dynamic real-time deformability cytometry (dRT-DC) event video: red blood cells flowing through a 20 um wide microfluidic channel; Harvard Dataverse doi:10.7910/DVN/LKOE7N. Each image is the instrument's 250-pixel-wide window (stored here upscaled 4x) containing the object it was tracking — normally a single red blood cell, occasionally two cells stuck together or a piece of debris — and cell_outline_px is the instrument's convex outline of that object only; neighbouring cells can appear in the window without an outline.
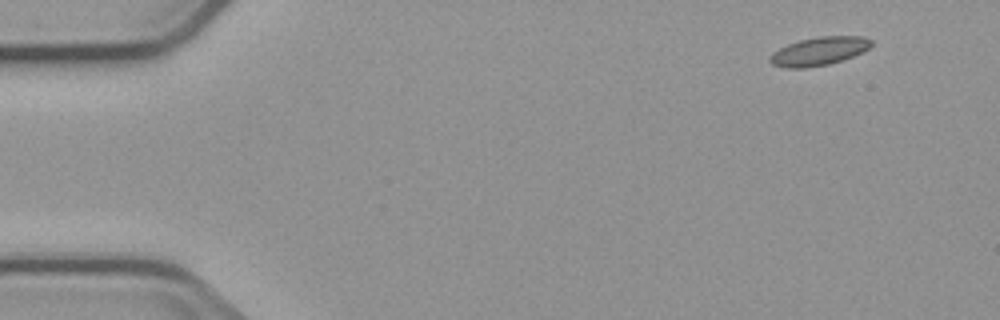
{"species": "common noctule bat (a hibernating species)", "species_latin": "Nyctalus noctula", "temperature_condition": "cold", "stored_images_in_passage": 4, "segment_of_instrument_passage": [2, 2], "camera_frame_rate_fps": 3000, "um_per_image_px": 0.085, "animal": {"sex": "male", "body_mass_g": 23.1, "forearm_length_mm": 52.7}, "frame": {"image": 1, "passage_image": 4, "time_ms": 4.333, "image_size_px": [1000, 320], "cell_outline_px": [[872, 44], [868, 48], [852, 56], [828, 64], [804, 68], [784, 68], [772, 64], [768, 60], [768, 56], [772, 52], [788, 44], [800, 40], [820, 36], [864, 36], [872, 40]], "centroid_in_image_um": [69.57, 4.35], "position_along_channel_um": 15.4, "area_um2": 16.65}}